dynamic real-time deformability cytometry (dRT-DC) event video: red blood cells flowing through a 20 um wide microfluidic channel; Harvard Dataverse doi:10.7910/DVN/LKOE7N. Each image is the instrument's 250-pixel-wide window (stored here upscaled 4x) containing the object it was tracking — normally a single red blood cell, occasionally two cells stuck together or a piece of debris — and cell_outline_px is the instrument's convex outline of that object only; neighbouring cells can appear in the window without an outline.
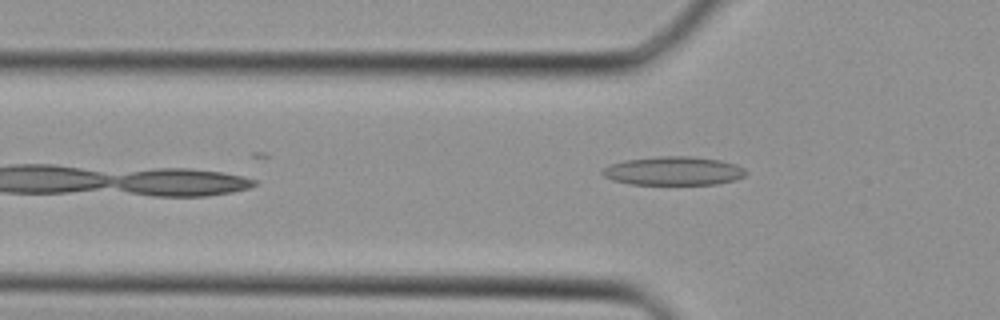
{"species": "Egyptian fruit bat (a non-hibernating species)", "species_latin": "Rousettus aegyptiacus", "temperature_condition": "cold", "stored_images_in_passage": 8, "camera_frame_rate_fps": 3000, "um_per_image_px": 0.085, "animal": {"sex": "female"}, "frame": {"image": 1, "passage_image": 8, "time_ms": 2.333, "image_size_px": [1000, 320], "cell_outline_px": [[748, 172], [744, 176], [736, 180], [716, 184], [628, 184], [612, 180], [604, 176], [600, 172], [608, 164], [624, 160], [660, 156], [692, 156], [720, 160], [736, 164], [744, 168]], "centroid_in_image_um": [57.24, 14.52], "position_along_channel_um": 68.6, "area_um2": 24.16}}